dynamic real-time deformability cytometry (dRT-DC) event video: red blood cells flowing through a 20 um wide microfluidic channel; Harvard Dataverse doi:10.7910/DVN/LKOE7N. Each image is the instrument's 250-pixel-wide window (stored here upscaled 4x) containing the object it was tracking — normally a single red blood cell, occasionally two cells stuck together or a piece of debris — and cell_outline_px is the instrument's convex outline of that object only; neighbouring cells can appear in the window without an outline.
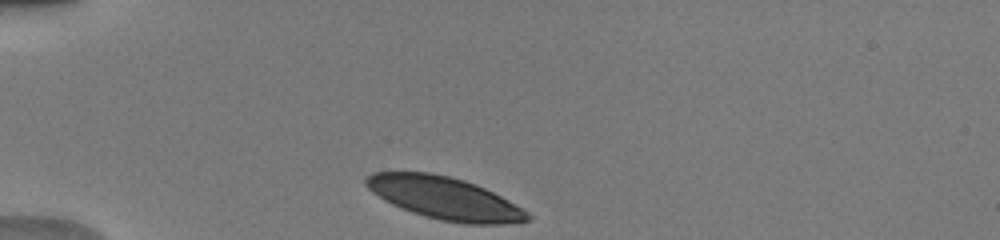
{"species": "human", "species_latin": "Homo sapiens", "temperature_condition": "warm", "stored_images_in_passage": 32, "camera_frame_rate_fps": 3000, "um_per_image_px": 0.085, "donor": {"sex": "male"}, "frame": {"image": 1, "passage_image": 1, "time_ms": 0.0, "image_size_px": [1000, 240], "cell_outline_px": [[532, 220], [520, 224], [464, 224], [440, 220], [424, 216], [412, 212], [392, 204], [384, 200], [372, 192], [364, 184], [364, 176], [372, 172], [432, 172], [464, 180], [476, 184], [524, 208], [532, 216]], "centroid_in_image_um": [37.83, 16.86], "position_along_channel_um": 47.2, "area_um2": 40.4}}
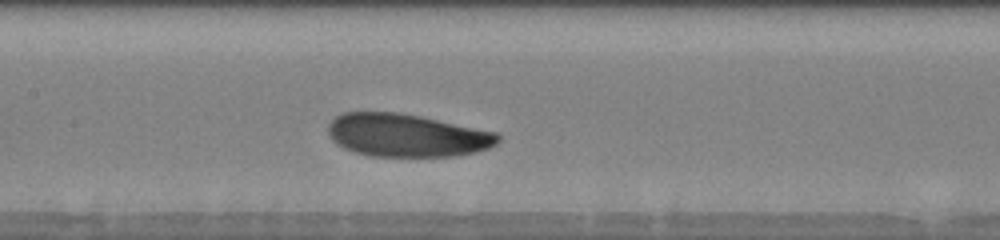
{"frame": {"image": 2, "passage_image": 13, "time_ms": 4.0, "image_size_px": [1000, 240], "cell_outline_px": [[500, 140], [496, 144], [488, 148], [476, 152], [452, 156], [372, 156], [356, 152], [344, 148], [336, 144], [332, 140], [328, 132], [328, 124], [340, 112], [400, 112], [420, 116], [496, 132], [500, 136]], "centroid_in_image_um": [34.55, 11.49], "position_along_channel_um": 172.9, "area_um2": 42.48}}
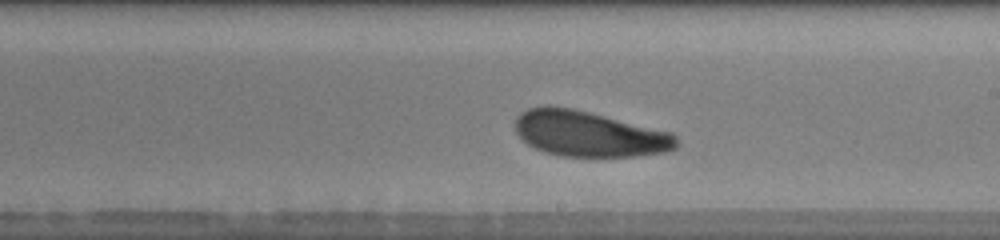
{"frame": {"image": 3, "passage_image": 18, "time_ms": 5.667, "image_size_px": [1000, 240], "cell_outline_px": [[680, 144], [676, 148], [664, 152], [632, 156], [560, 156], [544, 152], [528, 144], [516, 132], [516, 116], [520, 112], [528, 108], [544, 104], [548, 104], [572, 108], [672, 132], [676, 136]], "centroid_in_image_um": [50.05, 11.36], "position_along_channel_um": 238.9, "area_um2": 42.95}, "authors_computed_cell_mechanics": {"area_um2": 42.8876, "velocity_mm_per_s": 3.9723, "shape_relaxation_time_tau1_ms": 3.7436, "shape_relaxation_time_tau2_ms": 10.2775, "deformation_change_tau1": 0.1382, "deformation_change_tau2": 0.2425}}